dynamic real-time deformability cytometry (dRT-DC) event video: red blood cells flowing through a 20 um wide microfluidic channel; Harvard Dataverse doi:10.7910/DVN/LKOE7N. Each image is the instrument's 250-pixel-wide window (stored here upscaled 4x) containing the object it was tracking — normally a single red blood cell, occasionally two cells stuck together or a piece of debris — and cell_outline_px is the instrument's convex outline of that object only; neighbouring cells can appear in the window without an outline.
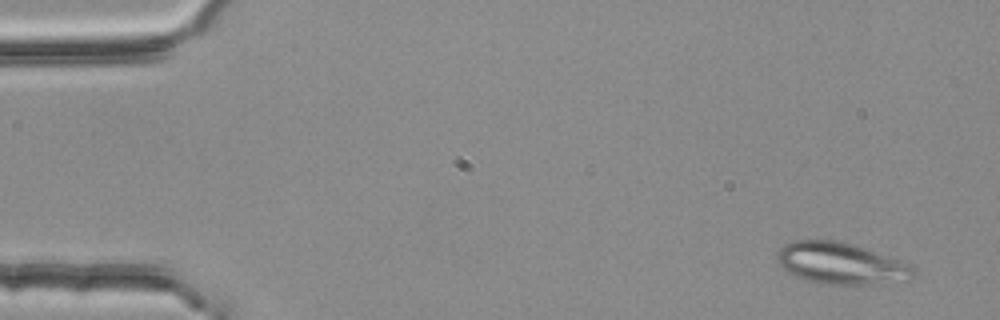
{"species": "common noctule bat (a hibernating species)", "species_latin": "Nyctalus noctula", "temperature_condition": "room temperature", "stored_images_in_passage": 2, "camera_frame_rate_fps": 3000, "um_per_image_px": 0.085, "animal": {"sex": "female", "body_mass_g": 25.1}, "frame": {"image": 1, "passage_image": 2, "time_ms": 0.333, "image_size_px": [1000, 320], "cell_outline_px": [[916, 272], [912, 280], [868, 284], [820, 284], [804, 280], [788, 272], [776, 260], [776, 252], [784, 244], [792, 240], [836, 240], [852, 244], [864, 248], [908, 264]], "centroid_in_image_um": [71.42, 22.39], "position_along_channel_um": 13.6, "area_um2": 32.89}}